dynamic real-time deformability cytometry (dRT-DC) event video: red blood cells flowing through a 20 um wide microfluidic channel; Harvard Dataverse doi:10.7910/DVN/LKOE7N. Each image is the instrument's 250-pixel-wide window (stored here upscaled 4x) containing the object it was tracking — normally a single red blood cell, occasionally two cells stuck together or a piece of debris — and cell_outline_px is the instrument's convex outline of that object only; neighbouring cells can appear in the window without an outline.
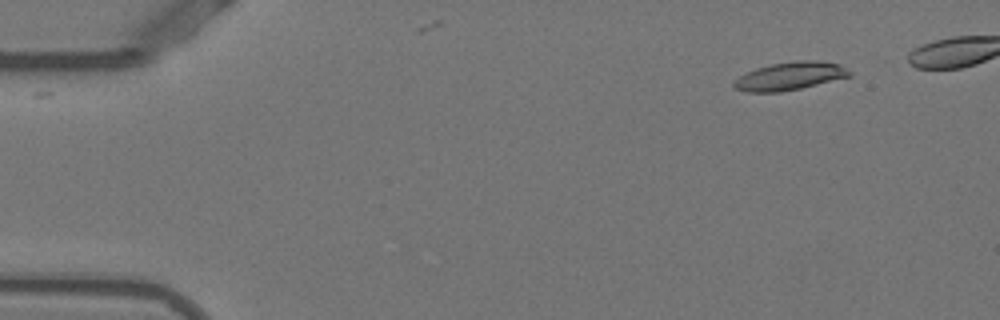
{"species": "Egyptian fruit bat (a non-hibernating species)", "species_latin": "Rousettus aegyptiacus", "temperature_condition": "warm", "stored_images_in_passage": 4, "camera_frame_rate_fps": 3000, "um_per_image_px": 0.085, "animal": {"sex": "female"}, "frame": {"image": 1, "passage_image": 1, "time_ms": 0.0, "image_size_px": [1000, 320], "cell_outline_px": [[852, 76], [800, 88], [780, 92], [748, 92], [732, 88], [732, 84], [740, 76], [756, 68], [772, 64], [796, 60], [820, 60], [840, 64], [852, 72]], "centroid_in_image_um": [67.17, 6.46], "position_along_channel_um": 17.8, "area_um2": 18.9}}